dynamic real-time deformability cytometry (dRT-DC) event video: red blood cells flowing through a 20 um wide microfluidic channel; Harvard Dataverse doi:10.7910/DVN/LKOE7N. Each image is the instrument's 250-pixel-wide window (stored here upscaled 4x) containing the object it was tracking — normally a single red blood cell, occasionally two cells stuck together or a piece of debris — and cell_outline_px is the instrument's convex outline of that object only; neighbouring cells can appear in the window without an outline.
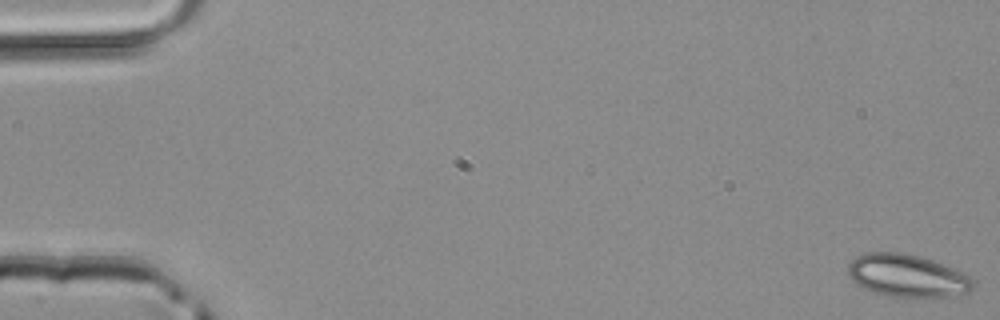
{"species": "common noctule bat (a hibernating species)", "species_latin": "Nyctalus noctula", "temperature_condition": "room temperature", "stored_images_in_passage": 49, "segment_of_instrument_passage": [1, 2], "camera_frame_rate_fps": 3000, "um_per_image_px": 0.085, "animal": {"sex": "male", "body_mass_g": 20.4}, "frame": {"image": 1, "passage_image": 1, "time_ms": 0.0, "image_size_px": [1000, 320], "cell_outline_px": [[976, 284], [968, 292], [948, 296], [888, 296], [872, 292], [864, 288], [852, 280], [848, 276], [848, 264], [856, 256], [864, 252], [904, 252], [932, 260], [960, 272], [976, 280]], "centroid_in_image_um": [77.07, 23.42], "position_along_channel_um": 7.9, "area_um2": 30.81}}
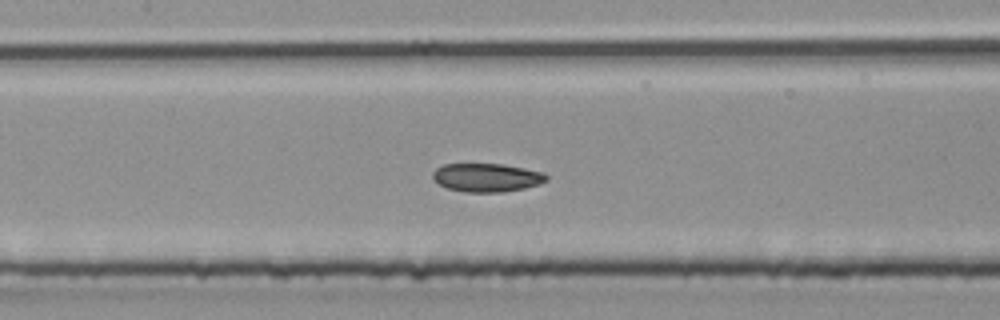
{"frame": {"image": 2, "passage_image": 23, "time_ms": 7.333, "image_size_px": [1000, 320], "cell_outline_px": [[548, 180], [540, 184], [524, 188], [504, 192], [464, 192], [448, 188], [440, 184], [432, 176], [432, 172], [436, 168], [444, 164], [504, 164], [544, 172], [548, 176]], "centroid_in_image_um": [41.41, 15.09], "position_along_channel_um": 166.0, "area_um2": 18.9}}
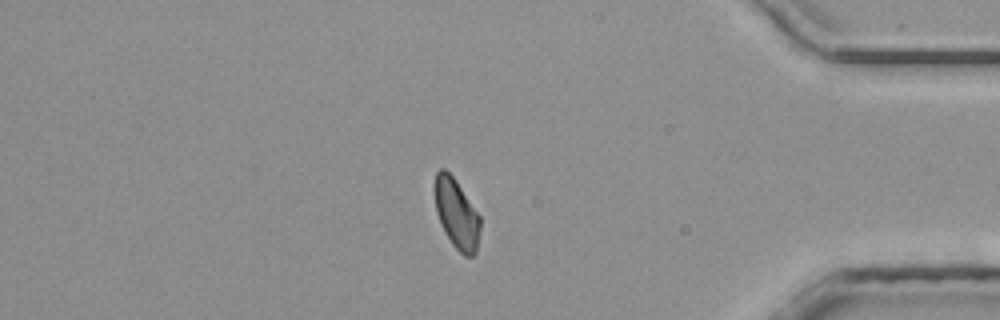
{"frame": {"image": 3, "passage_image": 41, "time_ms": 13.333, "image_size_px": [1000, 320], "cell_outline_px": [[480, 228], [476, 252], [472, 256], [464, 256], [452, 244], [444, 232], [440, 224], [436, 212], [436, 172], [440, 168], [444, 168], [456, 180], [480, 216]], "centroid_in_image_um": [38.82, 18.2], "position_along_channel_um": 396.4, "area_um2": 18.21}}